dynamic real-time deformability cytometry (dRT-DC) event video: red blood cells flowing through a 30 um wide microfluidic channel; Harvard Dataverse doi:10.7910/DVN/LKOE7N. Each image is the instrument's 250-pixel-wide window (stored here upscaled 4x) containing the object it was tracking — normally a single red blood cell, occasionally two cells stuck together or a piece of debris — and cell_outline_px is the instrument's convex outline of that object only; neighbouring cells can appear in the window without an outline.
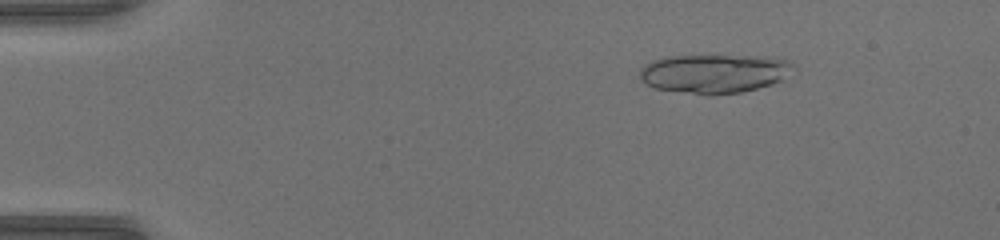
{"species": "common noctule bat (a hibernating species)", "species_latin": "Nyctalus noctula", "temperature_condition": "warm", "stored_images_in_passage": 50, "camera_frame_rate_fps": 3000, "um_per_image_px": 0.085, "animal": {"sex": "female", "body_mass_g": 17.0, "forearm_length_mm": 48.0}, "frame": {"image": 1, "passage_image": 8, "time_ms": 2.333, "image_size_px": [1000, 240], "cell_outline_px": [[796, 68], [780, 80], [772, 84], [740, 92], [712, 96], [708, 96], [652, 88], [640, 76], [640, 68], [644, 64], [652, 60], [664, 56], [756, 56], [788, 60]], "centroid_in_image_um": [60.67, 6.26], "position_along_channel_um": 24.3, "area_um2": 34.91}}